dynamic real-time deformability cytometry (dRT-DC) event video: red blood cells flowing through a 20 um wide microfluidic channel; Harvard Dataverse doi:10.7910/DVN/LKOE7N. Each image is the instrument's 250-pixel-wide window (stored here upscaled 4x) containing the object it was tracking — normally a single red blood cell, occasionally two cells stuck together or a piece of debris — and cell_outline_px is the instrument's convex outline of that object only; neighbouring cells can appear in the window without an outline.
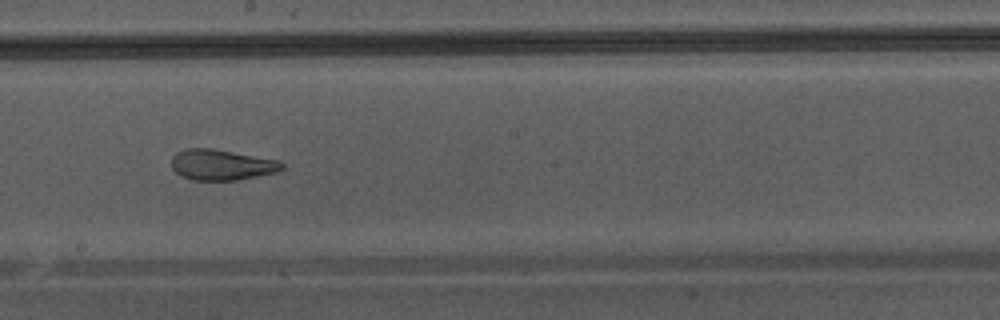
{"species": "Egyptian fruit bat (a non-hibernating species)", "species_latin": "Rousettus aegyptiacus", "temperature_condition": "warm", "stored_images_in_passage": 46, "camera_frame_rate_fps": 3000, "um_per_image_px": 0.085, "animal": {"sex": "male"}, "frame": {"image": 1, "passage_image": 27, "time_ms": 8.667, "image_size_px": [1000, 320], "cell_outline_px": [[284, 168], [276, 172], [236, 180], [192, 180], [180, 176], [172, 168], [172, 156], [176, 152], [184, 148], [212, 148], [280, 160], [284, 164]], "centroid_in_image_um": [18.82, 14.0], "position_along_channel_um": 229.4, "area_um2": 19.88}}